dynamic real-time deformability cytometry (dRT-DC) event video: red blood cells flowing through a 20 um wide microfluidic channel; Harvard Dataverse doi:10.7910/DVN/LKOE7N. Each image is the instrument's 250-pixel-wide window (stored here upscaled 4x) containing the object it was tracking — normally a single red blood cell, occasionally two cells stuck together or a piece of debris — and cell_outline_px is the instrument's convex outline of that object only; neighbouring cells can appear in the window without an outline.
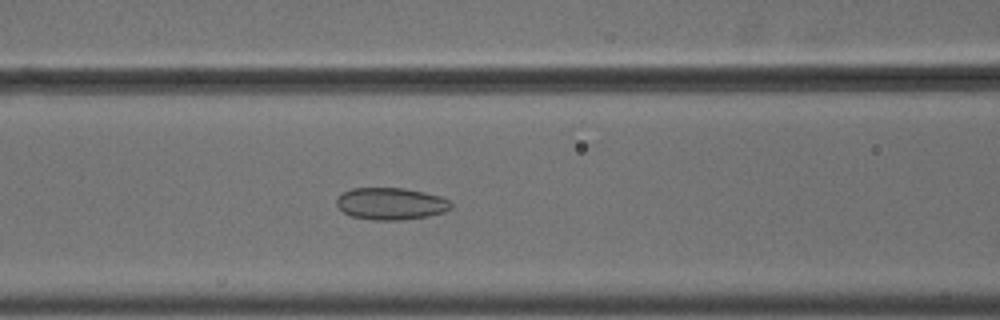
{"species": "common noctule bat (a hibernating species)", "species_latin": "Nyctalus noctula", "temperature_condition": "cold", "stored_images_in_passage": 45, "camera_frame_rate_fps": 3000, "um_per_image_px": 0.085, "animal": {"sex": "male", "body_mass_g": 18.8}, "frame": {"image": 1, "passage_image": 14, "time_ms": 4.333, "image_size_px": [1000, 320], "cell_outline_px": [[452, 208], [444, 212], [428, 216], [404, 220], [372, 220], [352, 216], [344, 212], [336, 204], [336, 200], [344, 192], [352, 188], [404, 188], [424, 192], [440, 196], [448, 200], [452, 204]], "centroid_in_image_um": [33.25, 17.32], "position_along_channel_um": 133.4, "area_um2": 21.33}}
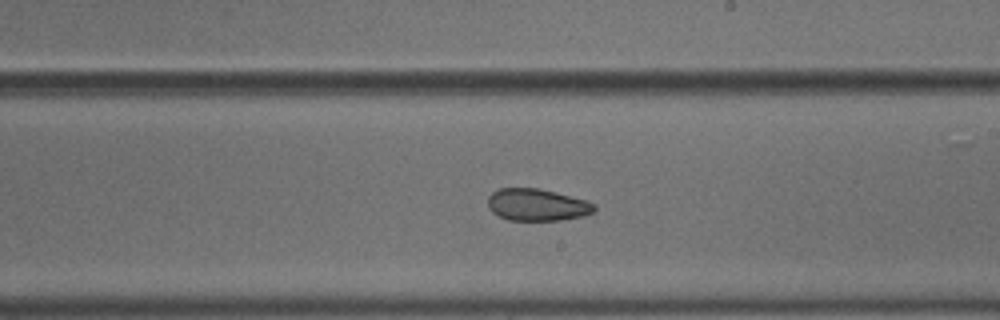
{"frame": {"image": 2, "passage_image": 23, "time_ms": 7.333, "image_size_px": [1000, 320], "cell_outline_px": [[596, 208], [592, 212], [580, 216], [560, 220], [508, 220], [492, 212], [488, 208], [488, 196], [496, 188], [540, 188], [556, 192], [584, 200], [596, 204]], "centroid_in_image_um": [45.6, 17.39], "position_along_channel_um": 243.4, "area_um2": 19.83}}
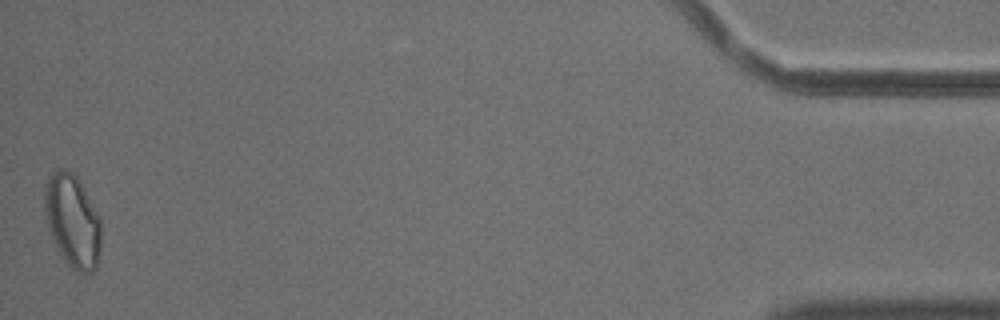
{"frame": {"image": 3, "passage_image": 45, "time_ms": 14.667, "image_size_px": [1000, 320], "cell_outline_px": [[100, 252], [96, 268], [92, 272], [76, 272], [64, 260], [56, 248], [48, 232], [44, 212], [44, 184], [60, 168], [64, 168], [72, 172], [76, 176], [100, 216]], "centroid_in_image_um": [6.15, 18.81], "position_along_channel_um": 429.1, "area_um2": 30.75}, "authors_computed_cell_mechanics": {"area_um2": 22.0218, "velocity_mm_per_s": 3.6692, "shape_relaxation_time_tau1_ms": null, "shape_relaxation_time_tau2_ms": 3.6349, "deformation_change_tau1": null, "deformation_change_tau2": 0.0864}}